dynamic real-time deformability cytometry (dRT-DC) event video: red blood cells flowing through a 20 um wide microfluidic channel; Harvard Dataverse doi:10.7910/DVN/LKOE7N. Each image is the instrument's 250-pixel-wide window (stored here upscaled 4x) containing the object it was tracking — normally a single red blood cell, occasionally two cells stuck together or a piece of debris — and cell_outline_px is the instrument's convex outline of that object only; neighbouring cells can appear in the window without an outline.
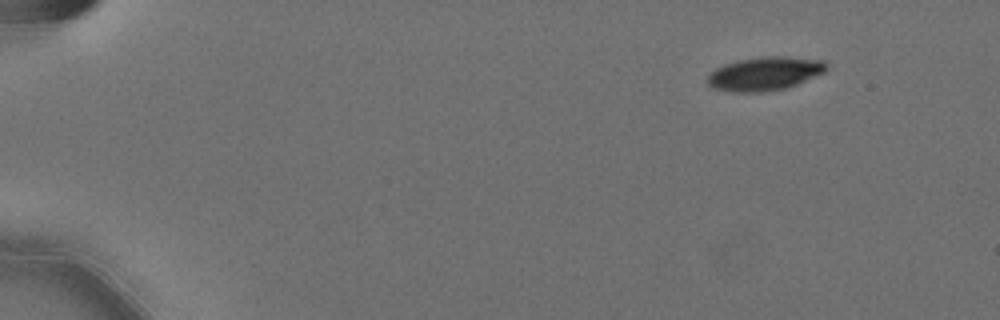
{"species": "Egyptian fruit bat (a non-hibernating species)", "species_latin": "Rousettus aegyptiacus", "temperature_condition": "cold", "stored_images_in_passage": 52, "camera_frame_rate_fps": 3000, "um_per_image_px": 0.085, "animal": {"sex": "female"}, "frame": {"image": 1, "passage_image": 1, "time_ms": 0.0, "image_size_px": [1000, 320], "cell_outline_px": [[828, 68], [824, 72], [796, 84], [784, 88], [760, 92], [736, 92], [712, 88], [708, 84], [708, 76], [716, 68], [724, 64], [740, 60], [764, 56], [788, 56], [824, 60], [828, 64]], "centroid_in_image_um": [65.02, 6.24], "position_along_channel_um": 20.0, "area_um2": 23.12}}
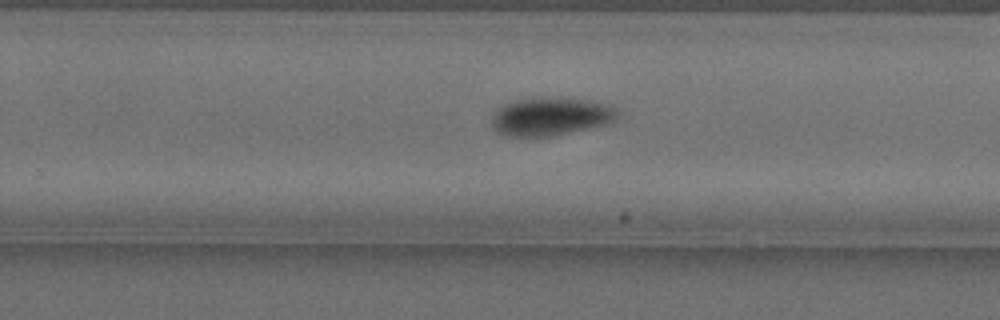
{"frame": {"image": 2, "passage_image": 33, "time_ms": 10.667, "image_size_px": [1000, 320], "cell_outline_px": [[620, 112], [612, 120], [604, 124], [556, 136], [508, 136], [496, 132], [492, 128], [492, 116], [504, 104], [516, 100], [540, 96], [592, 100], [608, 104], [620, 108]], "centroid_in_image_um": [46.82, 9.88], "position_along_channel_um": 283.0, "area_um2": 28.21}}
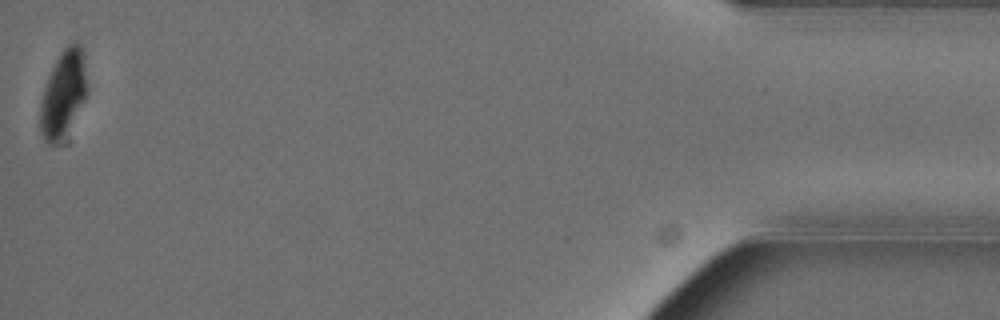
{"frame": {"image": 3, "passage_image": 52, "time_ms": 17.0, "image_size_px": [1000, 320], "cell_outline_px": [[88, 92], [84, 100], [56, 140], [52, 144], [48, 144], [44, 140], [40, 132], [40, 104], [44, 88], [48, 76], [60, 52], [68, 44], [80, 44], [84, 56], [88, 84]], "centroid_in_image_um": [5.37, 7.84], "position_along_channel_um": 429.8, "area_um2": 22.6}, "authors_computed_cell_mechanics": {"area_um2": 26.5013, "velocity_mm_per_s": 3.5798, "shape_relaxation_time_tau1_ms": 3.4204, "shape_relaxation_time_tau2_ms": null, "deformation_change_tau1": 0.1094, "deformation_change_tau2": null}}